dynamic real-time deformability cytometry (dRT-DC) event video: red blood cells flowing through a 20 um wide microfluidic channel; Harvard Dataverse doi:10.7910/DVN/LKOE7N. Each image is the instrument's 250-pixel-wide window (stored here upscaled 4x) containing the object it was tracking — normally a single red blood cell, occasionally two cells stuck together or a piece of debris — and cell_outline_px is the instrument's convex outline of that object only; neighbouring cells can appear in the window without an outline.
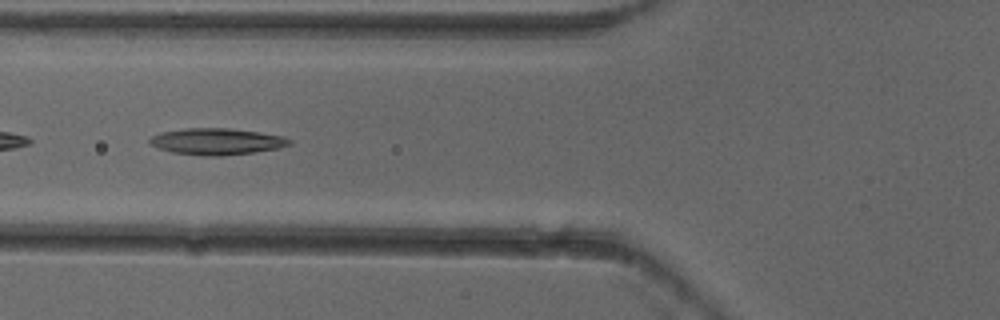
{"species": "common noctule bat (a hibernating species)", "species_latin": "Nyctalus noctula", "temperature_condition": "cold", "stored_images_in_passage": 8, "camera_frame_rate_fps": 3000, "um_per_image_px": 0.085, "animal": {"sex": "female"}, "frame": {"image": 1, "passage_image": 5, "time_ms": 1.333, "image_size_px": [1000, 320], "cell_outline_px": [[292, 144], [280, 148], [252, 152], [220, 156], [204, 156], [172, 152], [148, 144], [148, 140], [152, 136], [160, 132], [188, 128], [228, 128], [260, 132], [284, 136], [292, 140]], "centroid_in_image_um": [18.44, 12.02], "position_along_channel_um": 107.4, "area_um2": 21.62}}
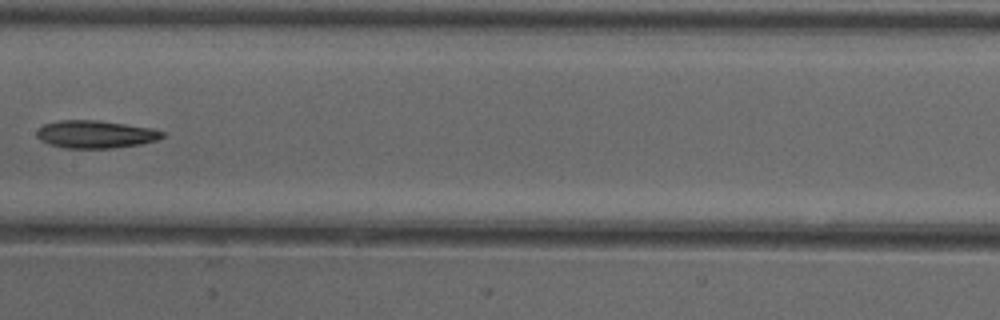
{"frame": {"image": 2, "passage_image": 7, "time_ms": 2.0, "image_size_px": [1000, 320], "cell_outline_px": [[164, 136], [156, 140], [140, 144], [112, 148], [64, 148], [48, 144], [40, 140], [36, 136], [36, 132], [44, 124], [60, 120], [96, 120], [152, 128], [164, 132]], "centroid_in_image_um": [8.09, 11.42], "position_along_channel_um": 199.3, "area_um2": 20.17}}
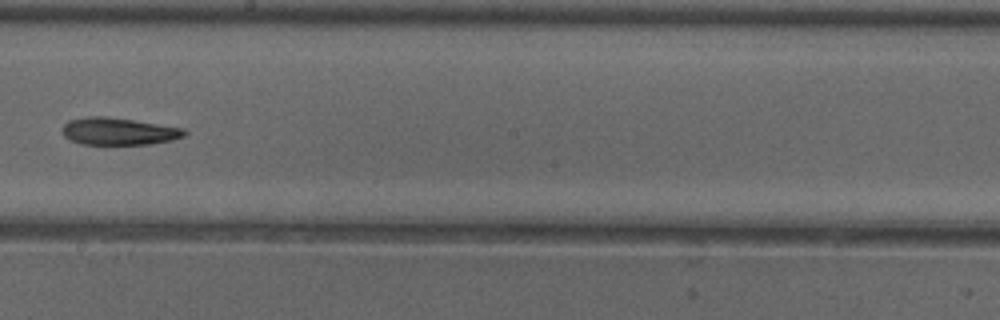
{"frame": {"image": 3, "passage_image": 8, "time_ms": 2.333, "image_size_px": [1000, 320], "cell_outline_px": [[188, 132], [184, 136], [172, 140], [148, 144], [80, 144], [64, 136], [64, 124], [68, 120], [88, 116], [108, 116], [184, 128]], "centroid_in_image_um": [10.1, 11.15], "position_along_channel_um": 238.1, "area_um2": 19.31}}